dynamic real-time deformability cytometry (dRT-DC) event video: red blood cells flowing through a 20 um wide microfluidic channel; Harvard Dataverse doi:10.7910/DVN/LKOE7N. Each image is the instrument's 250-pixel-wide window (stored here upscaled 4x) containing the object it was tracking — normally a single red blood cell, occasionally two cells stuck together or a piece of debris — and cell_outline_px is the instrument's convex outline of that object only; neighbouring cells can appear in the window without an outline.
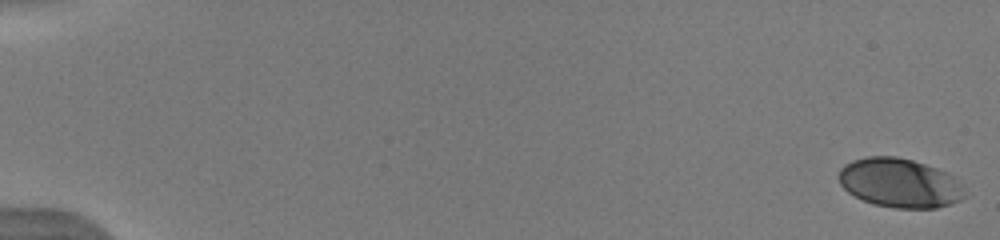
{"species": "human", "species_latin": "Homo sapiens", "temperature_condition": "warm", "stored_images_in_passage": 52, "camera_frame_rate_fps": 3000, "um_per_image_px": 0.085, "donor": {"sex": "male"}, "frame": {"image": 1, "passage_image": 1, "time_ms": 0.0, "image_size_px": [1000, 240], "cell_outline_px": [[968, 196], [960, 200], [936, 208], [896, 208], [872, 204], [848, 192], [840, 184], [836, 176], [840, 168], [844, 164], [852, 160], [868, 156], [896, 156], [912, 160], [948, 172], [952, 176]], "centroid_in_image_um": [76.43, 15.54], "position_along_channel_um": 8.6, "area_um2": 36.13}}
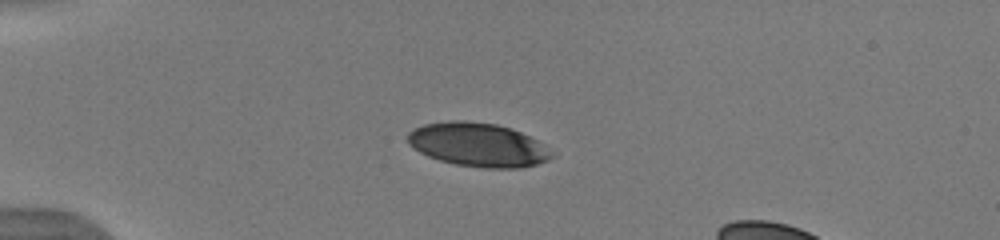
{"frame": {"image": 2, "passage_image": 15, "time_ms": 4.667, "image_size_px": [1000, 240], "cell_outline_px": [[556, 156], [548, 160], [536, 164], [520, 168], [484, 168], [456, 164], [440, 160], [428, 156], [412, 148], [408, 144], [408, 132], [412, 128], [424, 124], [448, 120], [464, 120], [496, 124], [512, 128], [536, 140]], "centroid_in_image_um": [40.59, 12.29], "position_along_channel_um": 44.4, "area_um2": 36.76}}
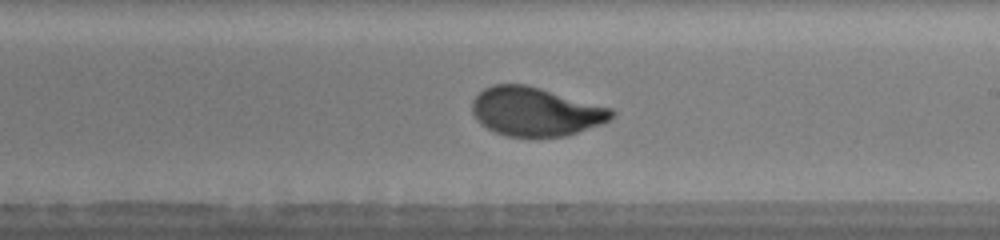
{"frame": {"image": 3, "passage_image": 33, "time_ms": 10.667, "image_size_px": [1000, 240], "cell_outline_px": [[616, 116], [600, 124], [568, 136], [528, 140], [508, 136], [496, 132], [480, 124], [476, 120], [472, 112], [472, 100], [484, 88], [492, 84], [528, 84], [612, 108], [616, 112]], "centroid_in_image_um": [45.53, 9.52], "position_along_channel_um": 243.5, "area_um2": 40.63}}